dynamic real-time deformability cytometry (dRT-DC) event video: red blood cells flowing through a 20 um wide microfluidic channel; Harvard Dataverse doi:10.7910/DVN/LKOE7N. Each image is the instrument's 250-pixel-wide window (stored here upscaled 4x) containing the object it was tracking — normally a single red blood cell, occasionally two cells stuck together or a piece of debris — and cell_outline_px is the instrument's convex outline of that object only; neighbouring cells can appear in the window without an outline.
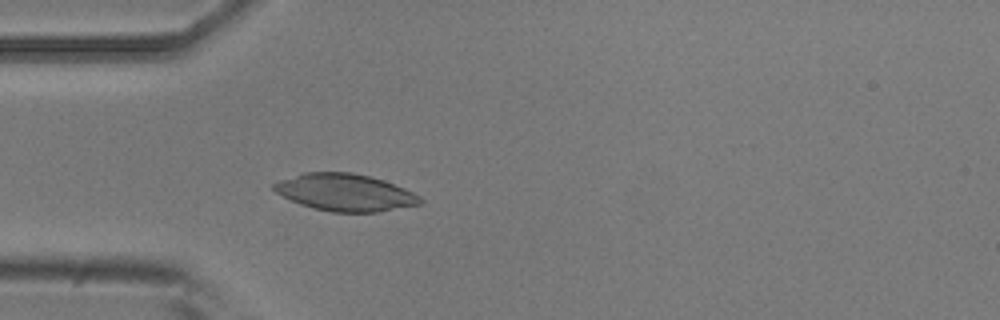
{"species": "common noctule bat (a hibernating species)", "species_latin": "Nyctalus noctula", "temperature_condition": "room temperature", "stored_images_in_passage": 5, "camera_frame_rate_fps": 3000, "um_per_image_px": 0.085, "animal": {"sex": "male", "body_mass_g": 20.5, "forearm_length_mm": 52.5}, "frame": {"image": 1, "passage_image": 5, "time_ms": 1.333, "image_size_px": [1000, 320], "cell_outline_px": [[424, 204], [376, 212], [332, 212], [300, 204], [276, 192], [272, 188], [272, 184], [280, 180], [304, 172], [352, 172], [384, 180], [404, 188], [420, 196], [424, 200]], "centroid_in_image_um": [29.37, 16.35], "position_along_channel_um": 55.6, "area_um2": 31.56}}